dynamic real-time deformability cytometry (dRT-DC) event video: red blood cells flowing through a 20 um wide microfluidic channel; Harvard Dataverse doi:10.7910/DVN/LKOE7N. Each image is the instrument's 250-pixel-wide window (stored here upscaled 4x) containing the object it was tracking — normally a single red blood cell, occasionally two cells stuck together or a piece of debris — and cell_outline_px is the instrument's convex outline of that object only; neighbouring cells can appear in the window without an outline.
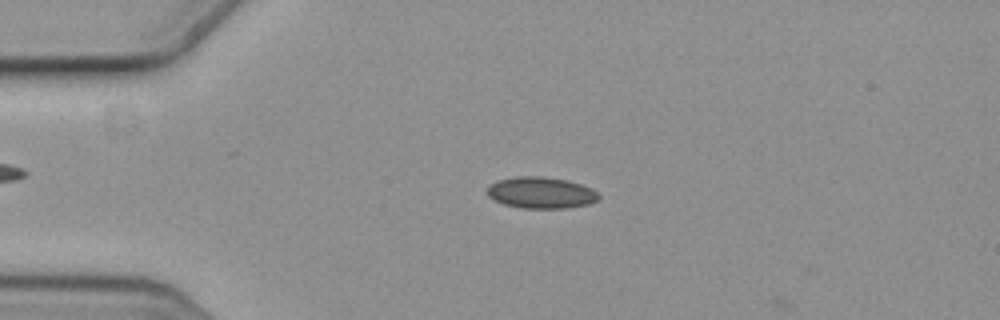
{"species": "common noctule bat (a hibernating species)", "species_latin": "Nyctalus noctula", "temperature_condition": "cold", "stored_images_in_passage": 4, "camera_frame_rate_fps": 3000, "um_per_image_px": 0.085, "animal": {"sex": "female", "body_mass_g": 19.3, "forearm_length_mm": 54.1}, "frame": {"image": 1, "passage_image": 3, "time_ms": 0.667, "image_size_px": [1000, 320], "cell_outline_px": [[600, 200], [592, 204], [568, 208], [520, 208], [504, 204], [488, 196], [488, 188], [492, 184], [500, 180], [516, 176], [540, 176], [568, 180], [592, 188], [600, 196]], "centroid_in_image_um": [46.06, 16.39], "position_along_channel_um": 38.9, "area_um2": 20.46}}